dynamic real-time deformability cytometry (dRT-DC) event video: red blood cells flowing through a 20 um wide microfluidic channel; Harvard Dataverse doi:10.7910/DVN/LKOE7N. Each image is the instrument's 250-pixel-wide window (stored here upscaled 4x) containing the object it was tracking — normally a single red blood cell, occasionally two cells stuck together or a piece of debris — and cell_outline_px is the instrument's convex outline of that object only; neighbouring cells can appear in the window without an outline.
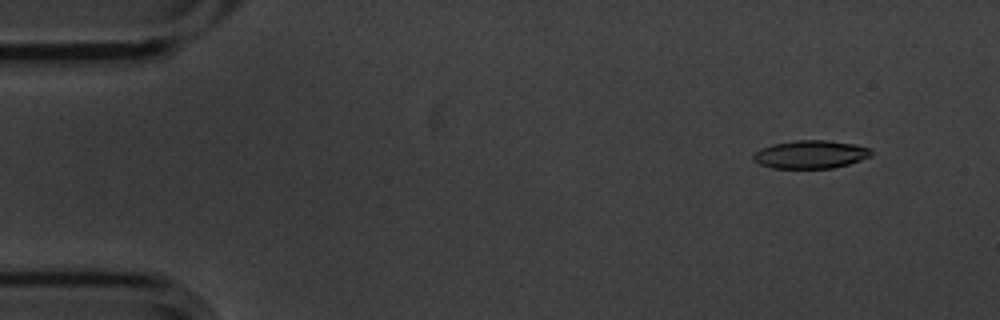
{"species": "common noctule bat (a hibernating species)", "species_latin": "Nyctalus noctula", "temperature_condition": "cold", "stored_images_in_passage": 6, "camera_frame_rate_fps": 3000, "um_per_image_px": 0.085, "animal": {"sex": "male", "body_mass_g": 20.1, "forearm_length_mm": 53.5}, "frame": {"image": 1, "passage_image": 2, "time_ms": 0.333, "image_size_px": [1000, 320], "cell_outline_px": [[872, 156], [848, 164], [832, 168], [772, 168], [760, 164], [752, 160], [752, 156], [756, 152], [772, 144], [796, 140], [828, 140], [852, 144], [868, 148], [872, 152]], "centroid_in_image_um": [68.89, 13.13], "position_along_channel_um": 16.1, "area_um2": 19.13}}
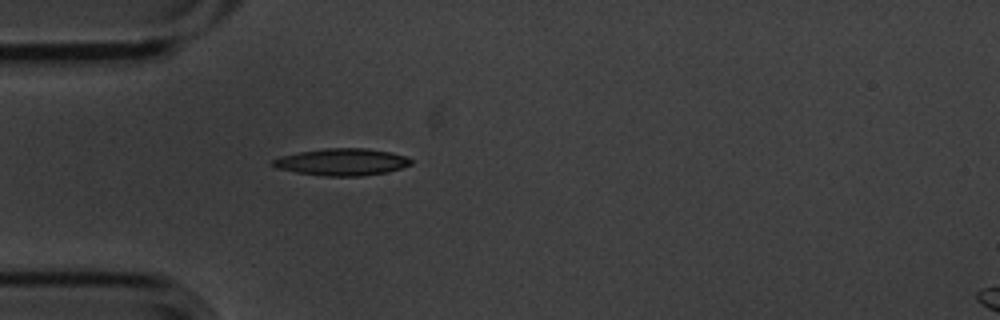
{"frame": {"image": 2, "passage_image": 5, "time_ms": 1.333, "image_size_px": [1000, 320], "cell_outline_px": [[412, 164], [388, 172], [364, 176], [324, 176], [296, 172], [276, 168], [272, 164], [272, 160], [280, 156], [300, 152], [324, 148], [364, 148], [388, 152], [408, 156], [412, 160]], "centroid_in_image_um": [29.08, 13.77], "position_along_channel_um": 55.9, "area_um2": 21.73}}